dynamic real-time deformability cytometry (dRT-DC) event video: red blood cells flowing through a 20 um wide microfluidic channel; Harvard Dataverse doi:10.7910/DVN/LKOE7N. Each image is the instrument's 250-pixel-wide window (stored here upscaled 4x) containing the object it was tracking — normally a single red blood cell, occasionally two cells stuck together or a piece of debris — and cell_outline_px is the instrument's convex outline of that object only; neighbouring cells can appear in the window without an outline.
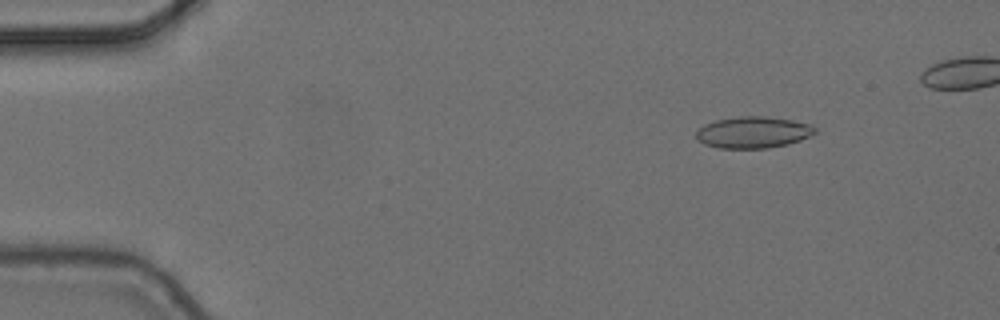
{"species": "common noctule bat (a hibernating species)", "species_latin": "Nyctalus noctula", "temperature_condition": "cold", "stored_images_in_passage": 9, "camera_frame_rate_fps": 3000, "um_per_image_px": 0.085, "animal": {"sex": "female", "body_mass_g": 24.6, "forearm_length_mm": 56.2}, "frame": {"image": 1, "passage_image": 2, "time_ms": 0.333, "image_size_px": [1000, 320], "cell_outline_px": [[816, 132], [800, 140], [788, 144], [768, 148], [720, 148], [704, 144], [696, 140], [696, 132], [704, 124], [716, 120], [740, 116], [764, 116], [792, 120], [808, 124], [816, 128]], "centroid_in_image_um": [63.98, 11.25], "position_along_channel_um": 21.0, "area_um2": 21.73}}
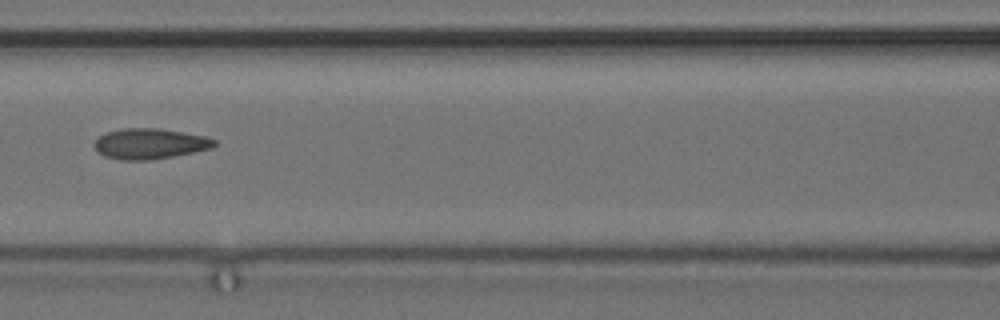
{"frame": {"image": 2, "passage_image": 7, "time_ms": 2.0, "image_size_px": [1000, 320], "cell_outline_px": [[216, 144], [212, 148], [172, 156], [148, 160], [120, 160], [104, 156], [92, 144], [100, 136], [108, 132], [120, 128], [160, 128], [184, 132], [204, 136], [216, 140]], "centroid_in_image_um": [12.73, 12.21], "position_along_channel_um": 153.9, "area_um2": 21.21}}
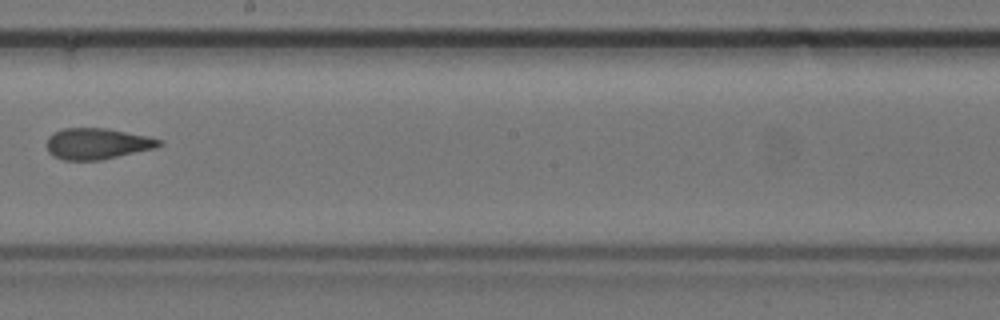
{"frame": {"image": 3, "passage_image": 9, "time_ms": 2.667, "image_size_px": [1000, 320], "cell_outline_px": [[164, 144], [156, 148], [100, 160], [64, 160], [52, 156], [48, 152], [48, 136], [52, 132], [64, 128], [108, 128], [148, 136], [164, 140]], "centroid_in_image_um": [8.29, 12.21], "position_along_channel_um": 239.9, "area_um2": 20.58}}